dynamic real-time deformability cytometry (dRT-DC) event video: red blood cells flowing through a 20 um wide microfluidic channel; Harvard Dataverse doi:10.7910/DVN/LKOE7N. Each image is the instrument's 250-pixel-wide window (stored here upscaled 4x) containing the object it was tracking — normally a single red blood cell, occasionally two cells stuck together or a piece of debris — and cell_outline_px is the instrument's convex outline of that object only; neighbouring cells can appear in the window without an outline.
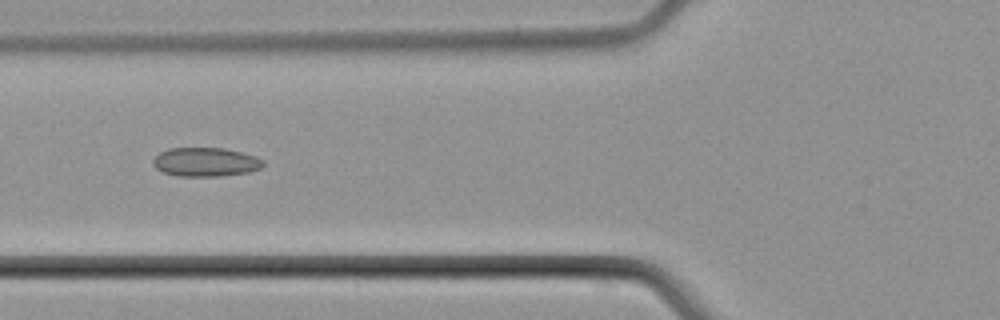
{"species": "common noctule bat (a hibernating species)", "species_latin": "Nyctalus noctula", "temperature_condition": "cold", "stored_images_in_passage": 6, "camera_frame_rate_fps": 3000, "um_per_image_px": 0.085, "animal": {"sex": "male", "body_mass_g": 21.5, "forearm_length_mm": 52.0}, "frame": {"image": 1, "passage_image": 5, "time_ms": 5.0, "image_size_px": [1000, 320], "cell_outline_px": [[264, 164], [260, 168], [248, 172], [220, 176], [180, 176], [164, 172], [156, 168], [152, 164], [152, 160], [160, 152], [168, 148], [224, 148], [256, 156], [264, 160]], "centroid_in_image_um": [17.47, 13.77], "position_along_channel_um": 108.3, "area_um2": 18.5}}
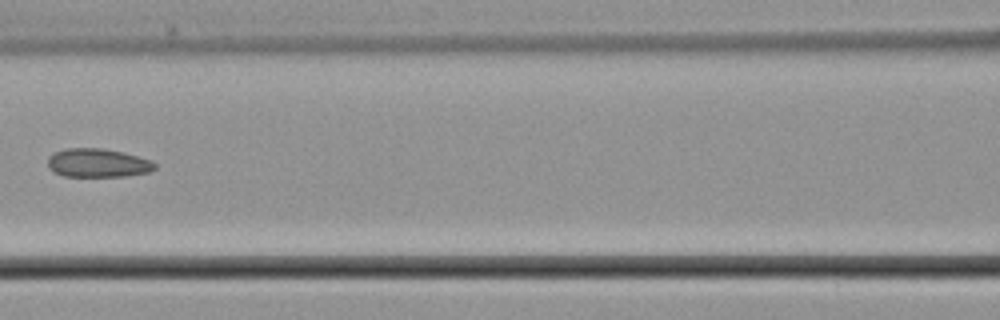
{"frame": {"image": 2, "passage_image": 6, "time_ms": 6.333, "image_size_px": [1000, 320], "cell_outline_px": [[156, 168], [148, 172], [124, 176], [64, 176], [48, 168], [48, 156], [64, 148], [104, 148], [124, 152], [152, 160], [156, 164]], "centroid_in_image_um": [8.32, 13.84], "position_along_channel_um": 158.3, "area_um2": 17.92}}